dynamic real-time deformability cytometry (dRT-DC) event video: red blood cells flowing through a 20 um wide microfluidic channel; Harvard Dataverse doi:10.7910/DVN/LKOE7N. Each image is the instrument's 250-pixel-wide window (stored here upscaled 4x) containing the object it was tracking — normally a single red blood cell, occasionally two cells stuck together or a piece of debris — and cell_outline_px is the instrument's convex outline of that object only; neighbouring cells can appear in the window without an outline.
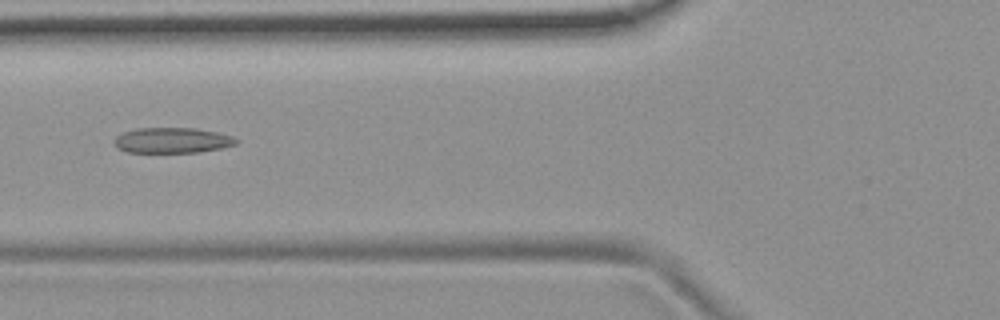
{"species": "common noctule bat (a hibernating species)", "species_latin": "Nyctalus noctula", "temperature_condition": "room temperature", "stored_images_in_passage": 6, "camera_frame_rate_fps": 3000, "um_per_image_px": 0.085, "animal": {"sex": "female", "body_mass_g": 19.9}, "frame": {"image": 1, "passage_image": 6, "time_ms": 6.667, "image_size_px": [1000, 320], "cell_outline_px": [[240, 140], [236, 144], [220, 148], [200, 152], [128, 152], [116, 148], [112, 140], [116, 136], [124, 132], [136, 128], [196, 128], [216, 132], [232, 136]], "centroid_in_image_um": [14.61, 11.92], "position_along_channel_um": 111.2, "area_um2": 18.15}}